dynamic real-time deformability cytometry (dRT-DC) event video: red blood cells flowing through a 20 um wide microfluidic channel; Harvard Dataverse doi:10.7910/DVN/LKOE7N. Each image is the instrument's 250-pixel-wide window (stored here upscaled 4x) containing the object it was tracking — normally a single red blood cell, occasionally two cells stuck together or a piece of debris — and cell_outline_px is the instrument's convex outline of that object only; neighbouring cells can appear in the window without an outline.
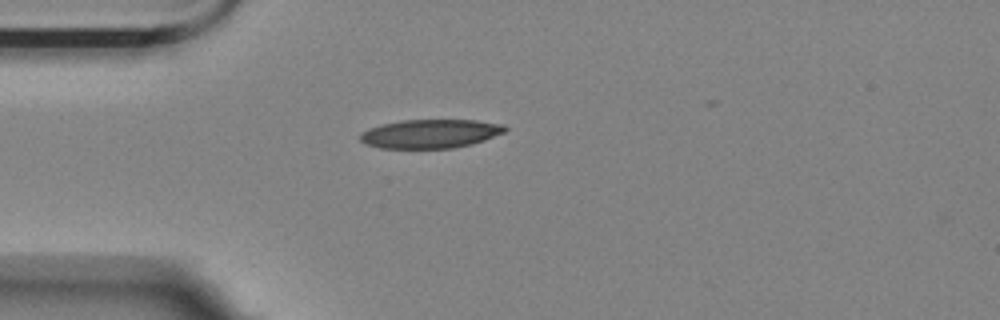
{"species": "Egyptian fruit bat (a non-hibernating species)", "species_latin": "Rousettus aegyptiacus", "temperature_condition": "room temperature", "stored_images_in_passage": 3, "camera_frame_rate_fps": 3000, "um_per_image_px": 0.085, "animal": {"sex": "female"}, "frame": {"image": 1, "passage_image": 1, "time_ms": 0.0, "image_size_px": [1000, 320], "cell_outline_px": [[508, 128], [504, 132], [484, 140], [472, 144], [452, 148], [380, 148], [364, 144], [360, 140], [360, 132], [368, 128], [400, 120], [476, 120], [504, 124]], "centroid_in_image_um": [36.56, 11.36], "position_along_channel_um": 48.4, "area_um2": 24.39}}